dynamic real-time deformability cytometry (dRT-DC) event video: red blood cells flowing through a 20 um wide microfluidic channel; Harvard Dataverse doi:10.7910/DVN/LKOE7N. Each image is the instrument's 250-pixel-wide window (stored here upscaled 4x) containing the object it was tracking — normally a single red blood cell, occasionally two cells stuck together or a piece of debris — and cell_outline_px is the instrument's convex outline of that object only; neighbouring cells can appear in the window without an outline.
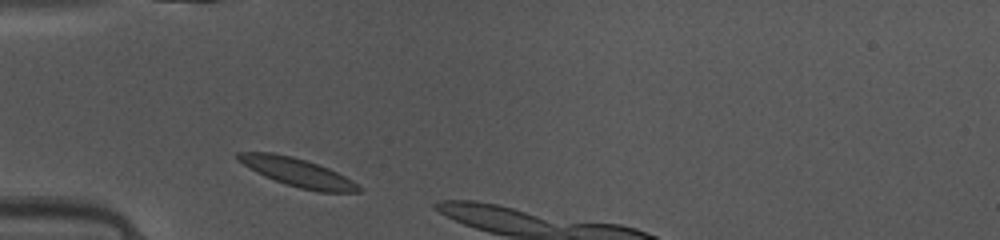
{"species": "common noctule bat (a hibernating species)", "species_latin": "Nyctalus noctula", "temperature_condition": "warm", "stored_images_in_passage": 3, "camera_frame_rate_fps": 3000, "um_per_image_px": 0.085, "animal": {"sex": "female", "body_mass_g": 10.0, "forearm_length_mm": 53.1}, "frame": {"image": 1, "passage_image": 2, "time_ms": 0.333, "image_size_px": [1000, 240], "cell_outline_px": [[356, 188], [348, 192], [328, 192], [304, 188], [268, 176], [252, 168], [240, 160], [236, 156], [248, 152], [260, 152], [284, 156], [300, 160], [324, 168], [340, 176]], "centroid_in_image_um": [25.17, 14.64], "position_along_channel_um": 59.8, "area_um2": 16.82}}